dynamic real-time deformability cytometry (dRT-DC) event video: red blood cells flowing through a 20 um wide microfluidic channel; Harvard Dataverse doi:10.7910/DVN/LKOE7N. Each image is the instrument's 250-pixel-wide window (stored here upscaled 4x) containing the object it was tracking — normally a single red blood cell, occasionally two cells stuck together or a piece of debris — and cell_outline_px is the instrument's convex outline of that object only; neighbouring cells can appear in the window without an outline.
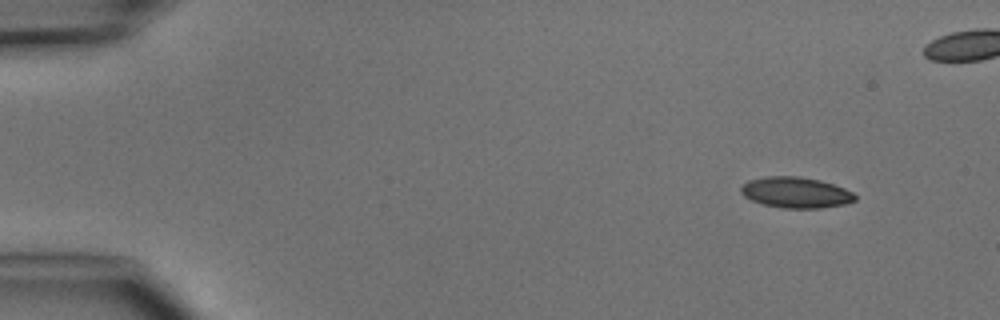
{"species": "common noctule bat (a hibernating species)", "species_latin": "Nyctalus noctula", "temperature_condition": "cold", "stored_images_in_passage": 5, "camera_frame_rate_fps": 3000, "um_per_image_px": 0.085, "animal": {"sex": "male", "body_mass_g": 15.6}, "frame": {"image": 1, "passage_image": 1, "time_ms": 0.0, "image_size_px": [1000, 320], "cell_outline_px": [[856, 200], [844, 204], [820, 208], [780, 208], [764, 204], [752, 200], [744, 196], [740, 192], [740, 188], [748, 180], [768, 176], [800, 176], [820, 180], [844, 188], [852, 192], [856, 196]], "centroid_in_image_um": [67.63, 16.36], "position_along_channel_um": 17.4, "area_um2": 20.46}}